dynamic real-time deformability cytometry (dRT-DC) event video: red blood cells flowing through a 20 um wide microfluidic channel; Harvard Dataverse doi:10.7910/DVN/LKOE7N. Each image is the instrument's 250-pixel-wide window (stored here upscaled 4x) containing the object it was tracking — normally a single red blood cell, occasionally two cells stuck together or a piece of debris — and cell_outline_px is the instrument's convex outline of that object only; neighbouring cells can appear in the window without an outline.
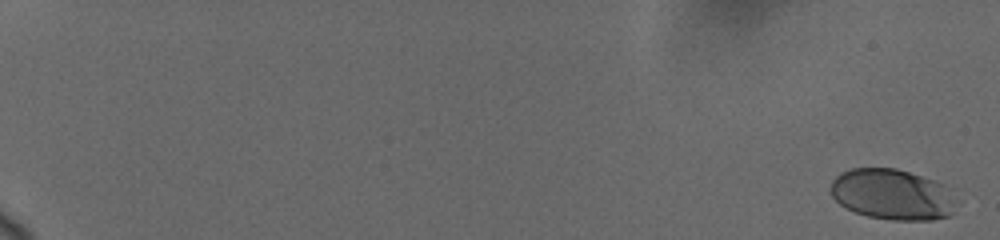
{"species": "human", "species_latin": "Homo sapiens", "temperature_condition": "cold", "stored_images_in_passage": 55, "camera_frame_rate_fps": 3000, "um_per_image_px": 0.085, "donor": {"sex": "female"}, "frame": {"image": 1, "passage_image": 1, "time_ms": 0.0, "image_size_px": [1000, 240], "cell_outline_px": [[948, 216], [932, 220], [892, 220], [868, 216], [856, 212], [840, 204], [832, 196], [832, 180], [840, 172], [852, 168], [896, 168], [944, 184], [948, 212]], "centroid_in_image_um": [75.67, 16.51], "position_along_channel_um": 9.3, "area_um2": 35.66}}
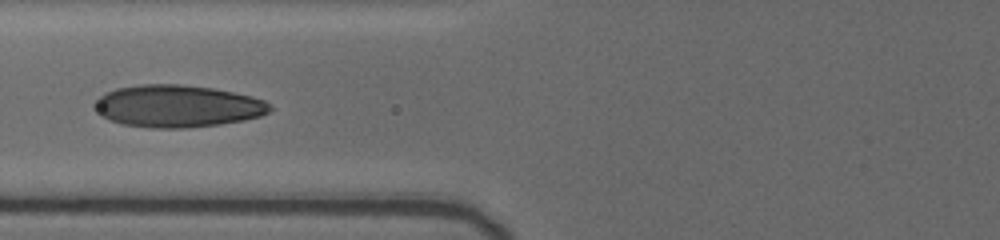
{"frame": {"image": 2, "passage_image": 33, "time_ms": 9.0, "image_size_px": [1000, 240], "cell_outline_px": [[272, 108], [268, 112], [260, 116], [244, 120], [220, 124], [188, 128], [152, 128], [124, 124], [108, 120], [100, 116], [96, 108], [96, 100], [104, 92], [116, 88], [140, 84], [180, 84], [212, 88], [252, 96], [264, 100], [272, 104]], "centroid_in_image_um": [15.08, 9.02], "position_along_channel_um": 110.7, "area_um2": 43.23}}
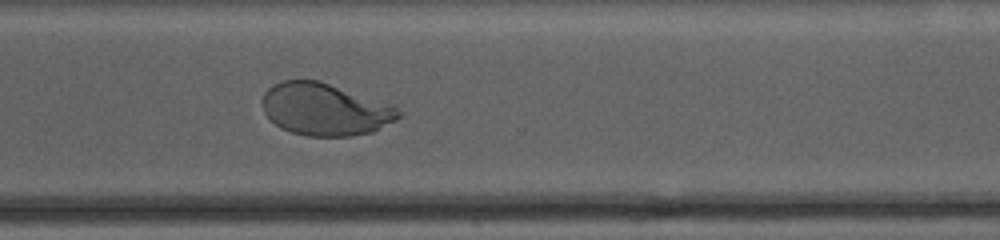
{"frame": {"image": 3, "passage_image": 55, "time_ms": 15.333, "image_size_px": [1000, 240], "cell_outline_px": [[400, 116], [396, 120], [372, 132], [352, 136], [308, 136], [292, 132], [280, 128], [264, 112], [264, 92], [268, 88], [284, 80], [320, 80], [396, 108], [400, 112]], "centroid_in_image_um": [27.59, 9.31], "position_along_channel_um": 343.0, "area_um2": 40.58}}